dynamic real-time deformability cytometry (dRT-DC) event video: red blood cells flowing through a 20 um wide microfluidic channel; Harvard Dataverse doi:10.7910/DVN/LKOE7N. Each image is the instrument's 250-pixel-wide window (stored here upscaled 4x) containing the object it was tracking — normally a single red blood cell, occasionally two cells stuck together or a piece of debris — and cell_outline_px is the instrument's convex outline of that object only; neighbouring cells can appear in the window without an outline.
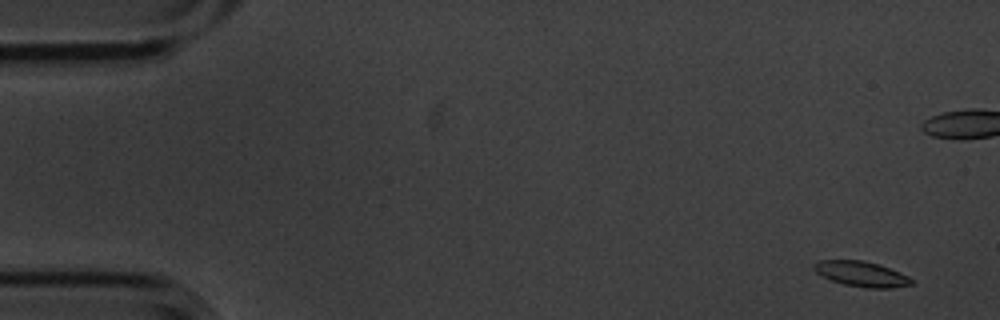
{"species": "common noctule bat (a hibernating species)", "species_latin": "Nyctalus noctula", "temperature_condition": "cold", "stored_images_in_passage": 5, "camera_frame_rate_fps": 3000, "um_per_image_px": 0.085, "animal": {"sex": "male", "body_mass_g": 20.1, "forearm_length_mm": 53.5}, "frame": {"image": 1, "passage_image": 1, "time_ms": 0.0, "image_size_px": [1000, 320], "cell_outline_px": [[916, 284], [888, 288], [864, 288], [844, 284], [832, 280], [816, 272], [812, 268], [812, 264], [820, 260], [864, 260], [900, 272], [916, 280]], "centroid_in_image_um": [73.26, 23.29], "position_along_channel_um": 11.7, "area_um2": 14.39}}
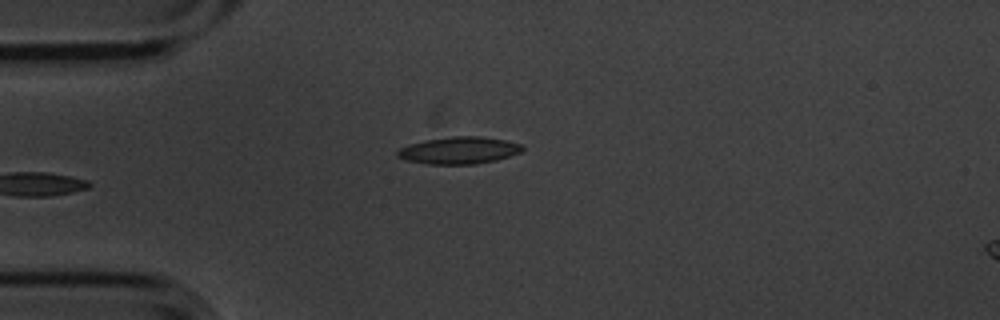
{"frame": {"image": 2, "passage_image": 5, "time_ms": 1.333, "image_size_px": [1000, 320], "cell_outline_px": [[524, 148], [520, 152], [496, 160], [476, 164], [428, 164], [404, 160], [396, 156], [396, 152], [400, 148], [424, 140], [452, 136], [480, 136], [504, 140], [520, 144]], "centroid_in_image_um": [38.98, 12.78], "position_along_channel_um": 46.0, "area_um2": 19.59}}